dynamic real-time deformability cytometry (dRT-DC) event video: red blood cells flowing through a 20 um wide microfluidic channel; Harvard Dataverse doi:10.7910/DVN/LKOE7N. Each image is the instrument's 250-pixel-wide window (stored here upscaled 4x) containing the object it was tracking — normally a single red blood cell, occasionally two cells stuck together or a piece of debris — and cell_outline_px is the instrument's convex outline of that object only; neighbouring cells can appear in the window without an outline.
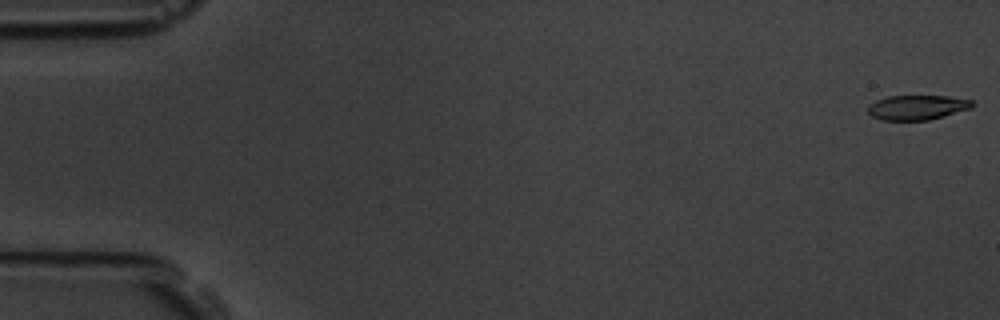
{"species": "common noctule bat (a hibernating species)", "species_latin": "Nyctalus noctula", "temperature_condition": "room temperature", "stored_images_in_passage": 6, "camera_frame_rate_fps": 3000, "um_per_image_px": 0.085, "animal": {"sex": "male", "body_mass_g": 19.5, "forearm_length_mm": 54.6}, "frame": {"image": 1, "passage_image": 1, "time_ms": 0.0, "image_size_px": [1000, 320], "cell_outline_px": [[976, 104], [972, 108], [944, 116], [928, 120], [880, 120], [872, 116], [868, 112], [868, 104], [876, 100], [888, 96], [948, 96], [972, 100]], "centroid_in_image_um": [77.97, 9.13], "position_along_channel_um": 7.0, "area_um2": 15.14}}
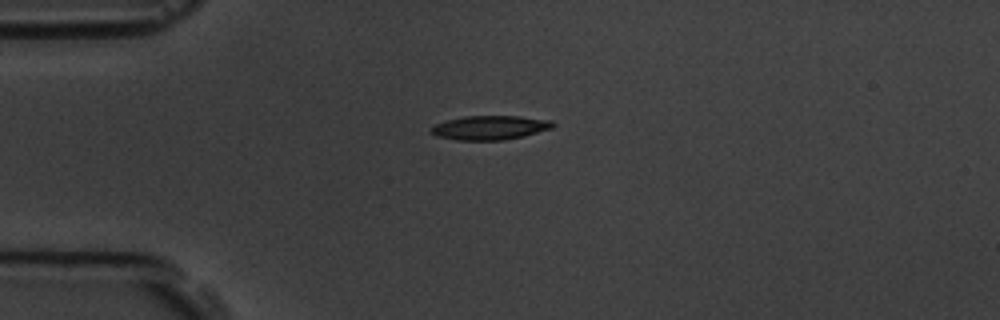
{"frame": {"image": 2, "passage_image": 4, "time_ms": 4.333, "image_size_px": [1000, 320], "cell_outline_px": [[556, 124], [552, 128], [524, 136], [504, 140], [456, 140], [436, 136], [432, 132], [432, 128], [436, 124], [448, 120], [464, 116], [520, 116], [552, 120]], "centroid_in_image_um": [41.7, 10.85], "position_along_channel_um": 43.3, "area_um2": 17.05}}
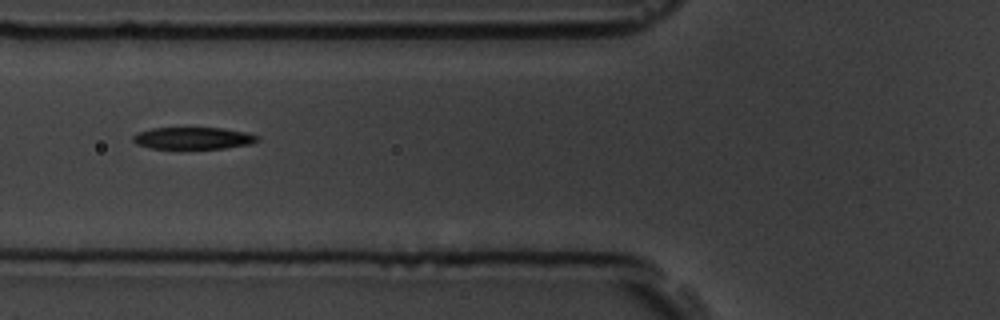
{"frame": {"image": 3, "passage_image": 6, "time_ms": 6.667, "image_size_px": [1000, 320], "cell_outline_px": [[260, 140], [248, 144], [224, 148], [148, 148], [136, 144], [132, 140], [132, 136], [140, 132], [152, 128], [224, 128], [244, 132], [260, 136]], "centroid_in_image_um": [16.41, 11.74], "position_along_channel_um": 109.4, "area_um2": 15.78}}